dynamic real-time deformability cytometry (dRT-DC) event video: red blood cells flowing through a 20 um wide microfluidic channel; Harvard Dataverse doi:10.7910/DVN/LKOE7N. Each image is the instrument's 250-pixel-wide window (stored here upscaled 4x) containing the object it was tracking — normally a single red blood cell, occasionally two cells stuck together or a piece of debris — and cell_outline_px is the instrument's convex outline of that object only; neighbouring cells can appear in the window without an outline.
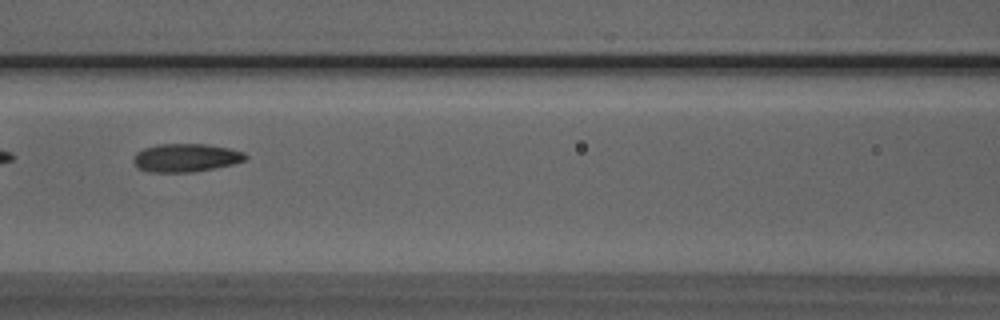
{"species": "Egyptian fruit bat (a non-hibernating species)", "species_latin": "Rousettus aegyptiacus", "temperature_condition": "room temperature", "stored_images_in_passage": 5, "camera_frame_rate_fps": 3000, "um_per_image_px": 0.085, "animal": {"sex": "male"}, "frame": {"image": 1, "passage_image": 4, "time_ms": 1.0, "image_size_px": [1000, 320], "cell_outline_px": [[248, 156], [244, 160], [232, 164], [192, 172], [148, 172], [136, 168], [132, 160], [136, 152], [144, 148], [160, 144], [208, 144], [228, 148], [244, 152]], "centroid_in_image_um": [15.75, 13.41], "position_along_channel_um": 150.9, "area_um2": 18.44}}
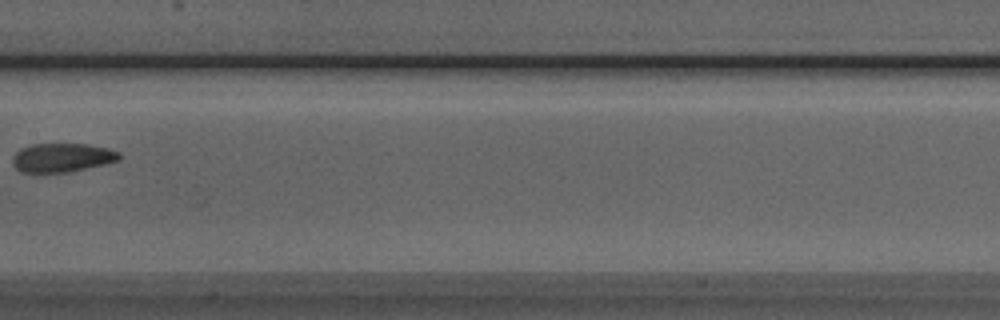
{"frame": {"image": 2, "passage_image": 5, "time_ms": 1.333, "image_size_px": [1000, 320], "cell_outline_px": [[120, 160], [104, 164], [68, 172], [20, 172], [12, 164], [12, 156], [20, 148], [32, 144], [88, 144], [108, 148], [120, 152]], "centroid_in_image_um": [5.26, 13.39], "position_along_channel_um": 202.1, "area_um2": 17.98}}